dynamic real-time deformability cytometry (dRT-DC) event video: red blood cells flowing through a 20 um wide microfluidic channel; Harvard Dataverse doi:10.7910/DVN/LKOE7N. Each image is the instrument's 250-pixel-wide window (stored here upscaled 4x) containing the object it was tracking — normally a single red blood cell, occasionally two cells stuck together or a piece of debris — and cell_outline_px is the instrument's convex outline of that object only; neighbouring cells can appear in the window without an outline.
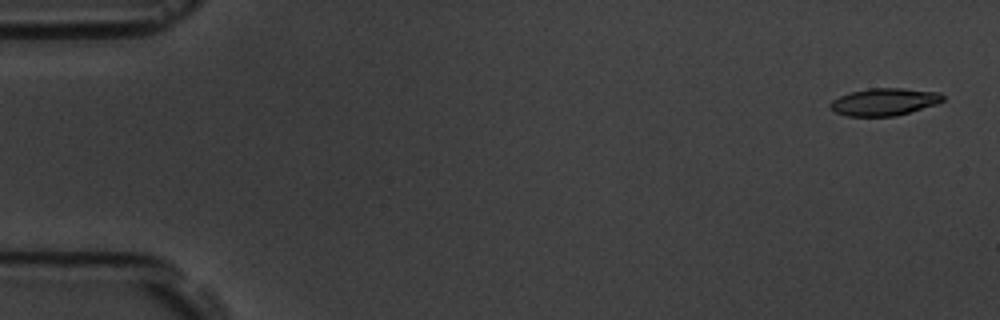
{"species": "common noctule bat (a hibernating species)", "species_latin": "Nyctalus noctula", "temperature_condition": "room temperature", "stored_images_in_passage": 6, "camera_frame_rate_fps": 3000, "um_per_image_px": 0.085, "animal": {"sex": "male", "body_mass_g": 19.5, "forearm_length_mm": 54.6}, "frame": {"image": 1, "passage_image": 1, "time_ms": 0.0, "image_size_px": [1000, 320], "cell_outline_px": [[944, 100], [936, 104], [896, 116], [848, 116], [836, 112], [828, 104], [832, 100], [840, 96], [852, 92], [868, 88], [900, 88], [940, 92], [944, 96]], "centroid_in_image_um": [75.18, 8.65], "position_along_channel_um": 9.8, "area_um2": 17.8}}